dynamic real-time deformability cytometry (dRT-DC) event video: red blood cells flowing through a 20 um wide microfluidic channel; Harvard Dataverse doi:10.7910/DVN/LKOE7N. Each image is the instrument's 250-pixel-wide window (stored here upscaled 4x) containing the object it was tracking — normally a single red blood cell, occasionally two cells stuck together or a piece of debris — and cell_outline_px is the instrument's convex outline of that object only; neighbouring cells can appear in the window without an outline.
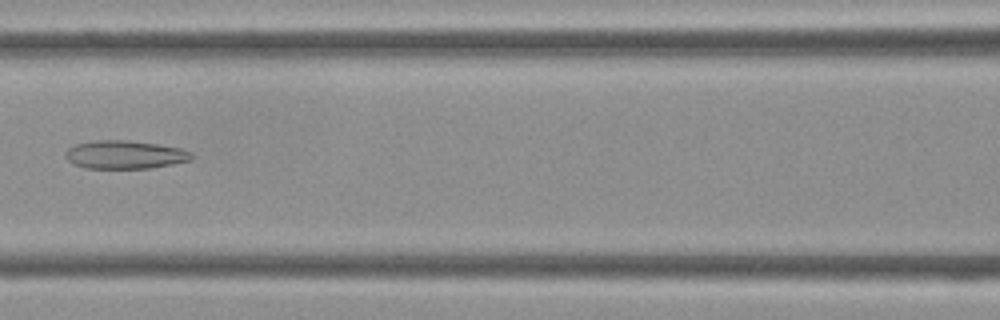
{"species": "Egyptian fruit bat (a non-hibernating species)", "species_latin": "Rousettus aegyptiacus", "temperature_condition": "cold", "stored_images_in_passage": 43, "camera_frame_rate_fps": 3000, "um_per_image_px": 0.085, "frame": {"image": 1, "passage_image": 19, "time_ms": 6.0, "image_size_px": [1000, 320], "cell_outline_px": [[196, 156], [192, 160], [172, 164], [148, 168], [84, 168], [72, 164], [64, 156], [64, 152], [68, 148], [76, 144], [96, 140], [128, 140], [160, 144], [180, 148], [192, 152]], "centroid_in_image_um": [10.63, 13.14], "position_along_channel_um": 156.0, "area_um2": 21.04}}
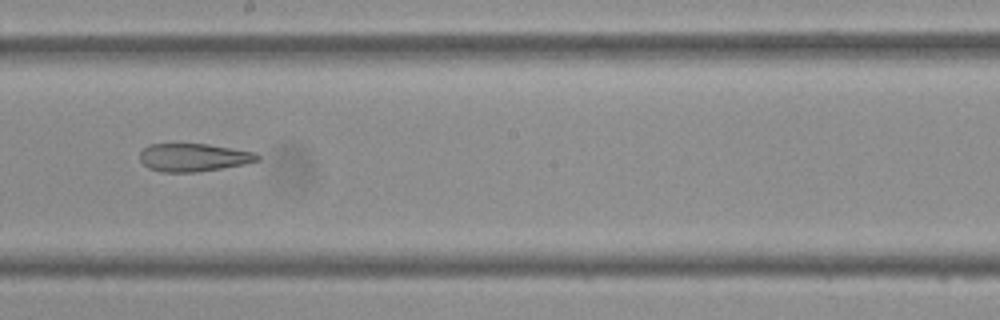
{"frame": {"image": 2, "passage_image": 24, "time_ms": 7.667, "image_size_px": [1000, 320], "cell_outline_px": [[260, 160], [244, 164], [196, 172], [160, 172], [148, 168], [140, 160], [140, 152], [144, 148], [152, 144], [208, 144], [256, 152], [260, 156]], "centroid_in_image_um": [16.46, 13.38], "position_along_channel_um": 231.7, "area_um2": 19.13}}
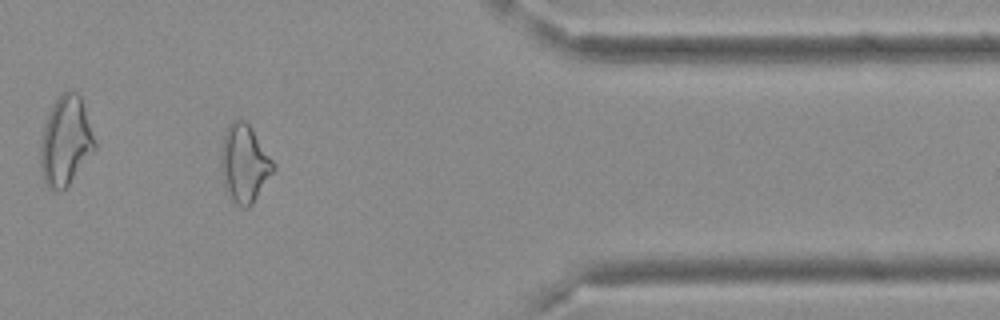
{"frame": {"image": 3, "passage_image": 36, "time_ms": 11.667, "image_size_px": [1000, 320], "cell_outline_px": [[276, 168], [252, 204], [248, 208], [240, 208], [232, 200], [224, 184], [220, 164], [220, 152], [224, 132], [228, 124], [232, 120], [244, 120], [252, 128], [276, 164]], "centroid_in_image_um": [20.77, 13.89], "position_along_channel_um": 390.6, "area_um2": 23.93}}